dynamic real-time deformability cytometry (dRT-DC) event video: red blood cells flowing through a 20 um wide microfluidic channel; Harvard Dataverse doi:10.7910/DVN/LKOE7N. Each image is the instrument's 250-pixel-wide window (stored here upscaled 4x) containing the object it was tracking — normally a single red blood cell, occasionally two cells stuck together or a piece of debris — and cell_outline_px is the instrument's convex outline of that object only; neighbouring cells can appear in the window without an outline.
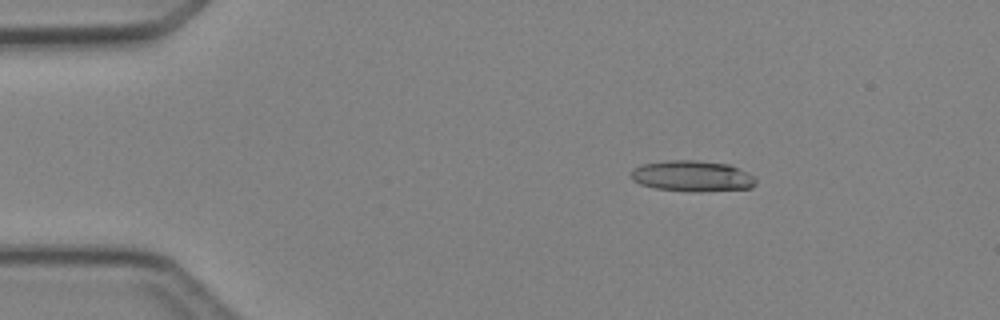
{"species": "Egyptian fruit bat (a non-hibernating species)", "species_latin": "Rousettus aegyptiacus", "temperature_condition": "cold", "stored_images_in_passage": 5, "camera_frame_rate_fps": 3000, "um_per_image_px": 0.085, "animal": {"sex": "female"}, "frame": {"image": 1, "passage_image": 2, "time_ms": 1.333, "image_size_px": [1000, 320], "cell_outline_px": [[756, 184], [752, 188], [656, 188], [640, 184], [632, 180], [632, 168], [640, 164], [668, 160], [696, 160], [728, 164], [756, 176]], "centroid_in_image_um": [58.8, 14.89], "position_along_channel_um": 26.2, "area_um2": 21.21}}
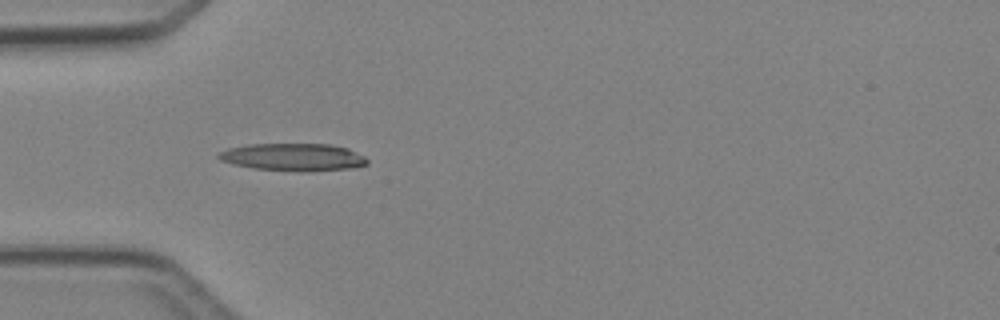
{"frame": {"image": 2, "passage_image": 4, "time_ms": 3.667, "image_size_px": [1000, 320], "cell_outline_px": [[368, 164], [356, 168], [252, 168], [220, 160], [216, 156], [220, 152], [228, 148], [248, 144], [332, 144], [348, 148], [364, 156], [368, 160]], "centroid_in_image_um": [24.92, 13.29], "position_along_channel_um": 60.1, "area_um2": 22.48}}
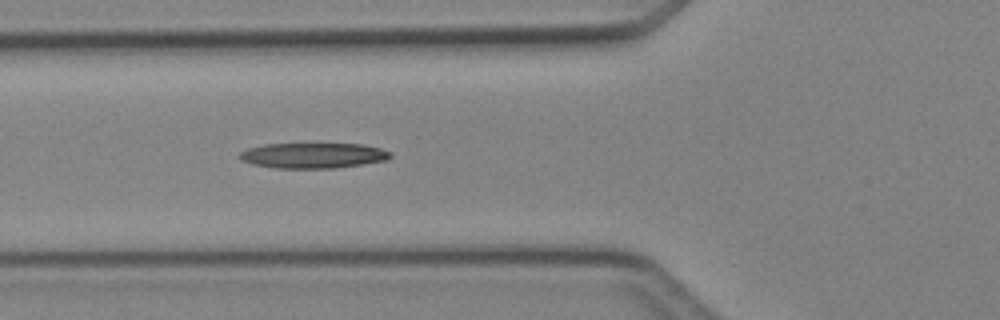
{"frame": {"image": 3, "passage_image": 5, "time_ms": 4.667, "image_size_px": [1000, 320], "cell_outline_px": [[392, 156], [388, 160], [336, 168], [272, 168], [252, 164], [240, 160], [240, 152], [248, 148], [264, 144], [360, 144], [380, 148], [392, 152]], "centroid_in_image_um": [26.62, 13.22], "position_along_channel_um": 99.2, "area_um2": 22.37}}